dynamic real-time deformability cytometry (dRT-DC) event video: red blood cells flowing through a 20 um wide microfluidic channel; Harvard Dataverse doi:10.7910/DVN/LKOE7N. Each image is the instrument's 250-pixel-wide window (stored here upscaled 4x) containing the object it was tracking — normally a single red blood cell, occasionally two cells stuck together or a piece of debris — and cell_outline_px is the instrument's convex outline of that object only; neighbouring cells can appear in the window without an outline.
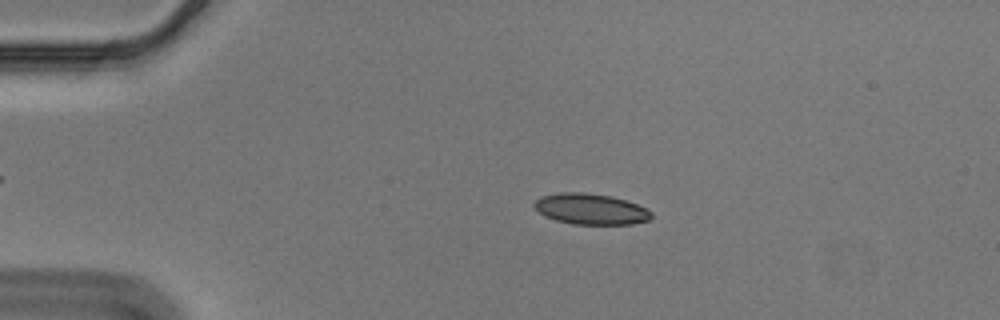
{"species": "Egyptian fruit bat (a non-hibernating species)", "species_latin": "Rousettus aegyptiacus", "temperature_condition": "cold", "stored_images_in_passage": 50, "camera_frame_rate_fps": 3000, "um_per_image_px": 0.085, "animal": {"sex": "male"}, "frame": {"image": 1, "passage_image": 6, "time_ms": 1.667, "image_size_px": [1000, 320], "cell_outline_px": [[652, 216], [648, 220], [632, 224], [572, 224], [556, 220], [544, 216], [532, 204], [540, 196], [560, 192], [584, 192], [612, 196], [636, 204], [652, 212]], "centroid_in_image_um": [50.18, 17.76], "position_along_channel_um": 34.8, "area_um2": 20.98}}
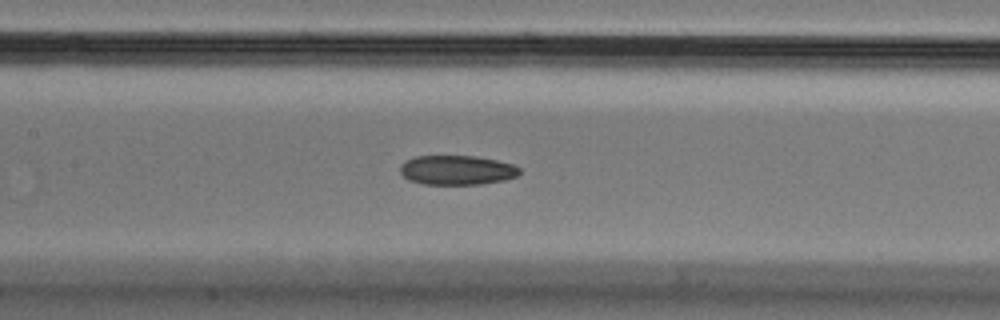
{"frame": {"image": 2, "passage_image": 21, "time_ms": 6.667, "image_size_px": [1000, 320], "cell_outline_px": [[520, 172], [516, 176], [504, 180], [480, 184], [424, 184], [408, 180], [400, 172], [400, 164], [404, 160], [416, 156], [476, 156], [496, 160], [512, 164], [520, 168]], "centroid_in_image_um": [38.8, 14.45], "position_along_channel_um": 168.6, "area_um2": 20.52}}
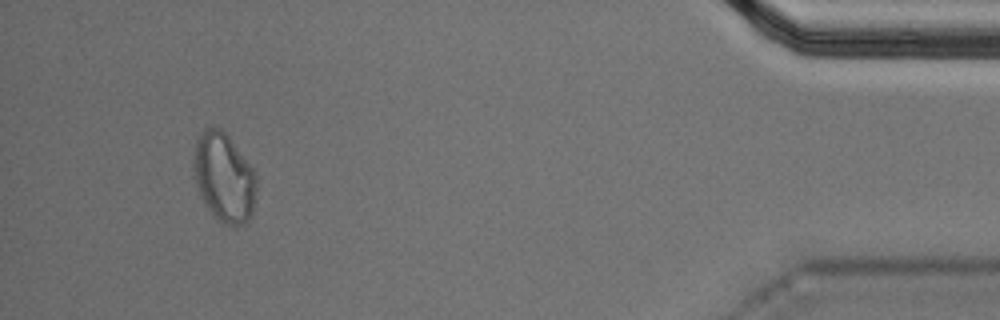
{"frame": {"image": 3, "passage_image": 47, "time_ms": 15.333, "image_size_px": [1000, 320], "cell_outline_px": [[256, 188], [252, 216], [244, 224], [224, 224], [216, 220], [204, 204], [200, 196], [196, 184], [192, 168], [192, 160], [196, 140], [200, 132], [204, 128], [220, 128], [228, 136], [252, 168], [256, 176]], "centroid_in_image_um": [19.0, 15.1], "position_along_channel_um": 416.2, "area_um2": 32.71}}